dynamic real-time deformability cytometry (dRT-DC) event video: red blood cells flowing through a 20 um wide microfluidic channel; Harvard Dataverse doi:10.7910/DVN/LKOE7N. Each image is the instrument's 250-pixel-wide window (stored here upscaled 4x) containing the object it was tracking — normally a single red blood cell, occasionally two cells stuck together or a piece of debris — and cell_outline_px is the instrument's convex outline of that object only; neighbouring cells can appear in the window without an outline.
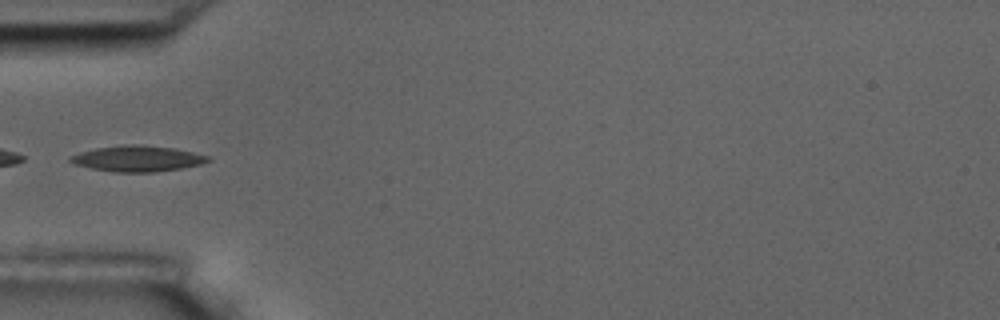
{"species": "common noctule bat (a hibernating species)", "species_latin": "Nyctalus noctula", "temperature_condition": "room temperature", "stored_images_in_passage": 8, "camera_frame_rate_fps": 3000, "um_per_image_px": 0.085, "animal": {"sex": "male", "body_mass_g": 17.5, "forearm_length_mm": 52.3}, "frame": {"image": 1, "passage_image": 4, "time_ms": 3.667, "image_size_px": [1000, 320], "cell_outline_px": [[212, 160], [200, 164], [180, 168], [156, 172], [116, 172], [92, 168], [76, 164], [68, 160], [68, 156], [80, 152], [96, 148], [124, 144], [136, 144], [172, 148], [192, 152], [208, 156]], "centroid_in_image_um": [11.66, 13.48], "position_along_channel_um": 73.3, "area_um2": 20.52}}
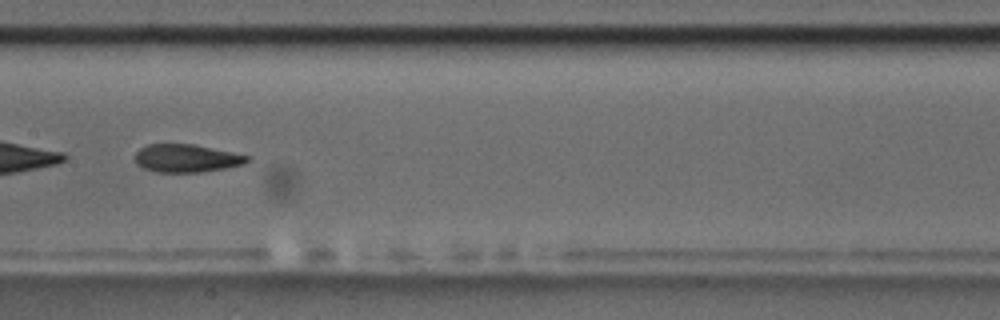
{"frame": {"image": 2, "passage_image": 7, "time_ms": 7.0, "image_size_px": [1000, 320], "cell_outline_px": [[252, 156], [244, 164], [228, 168], [200, 172], [156, 172], [144, 168], [136, 164], [136, 152], [140, 148], [148, 144], [192, 144]], "centroid_in_image_um": [15.87, 13.45], "position_along_channel_um": 191.5, "area_um2": 18.26}}
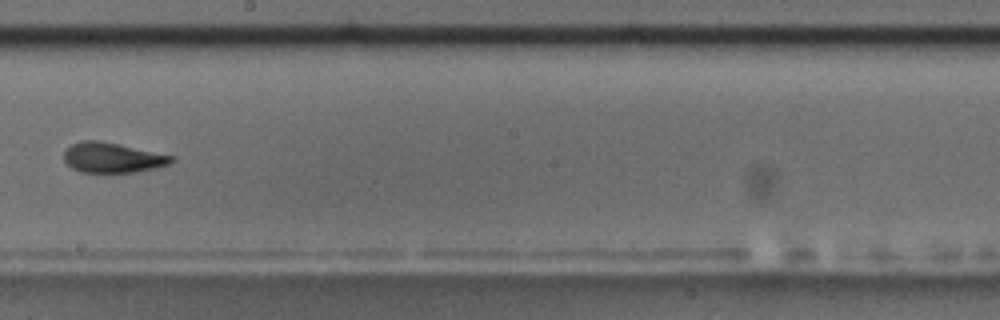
{"frame": {"image": 3, "passage_image": 8, "time_ms": 8.333, "image_size_px": [1000, 320], "cell_outline_px": [[176, 156], [168, 164], [156, 168], [136, 172], [80, 172], [72, 168], [64, 160], [64, 152], [72, 144], [80, 140], [100, 140], [120, 144]], "centroid_in_image_um": [9.56, 13.39], "position_along_channel_um": 238.6, "area_um2": 18.9}}